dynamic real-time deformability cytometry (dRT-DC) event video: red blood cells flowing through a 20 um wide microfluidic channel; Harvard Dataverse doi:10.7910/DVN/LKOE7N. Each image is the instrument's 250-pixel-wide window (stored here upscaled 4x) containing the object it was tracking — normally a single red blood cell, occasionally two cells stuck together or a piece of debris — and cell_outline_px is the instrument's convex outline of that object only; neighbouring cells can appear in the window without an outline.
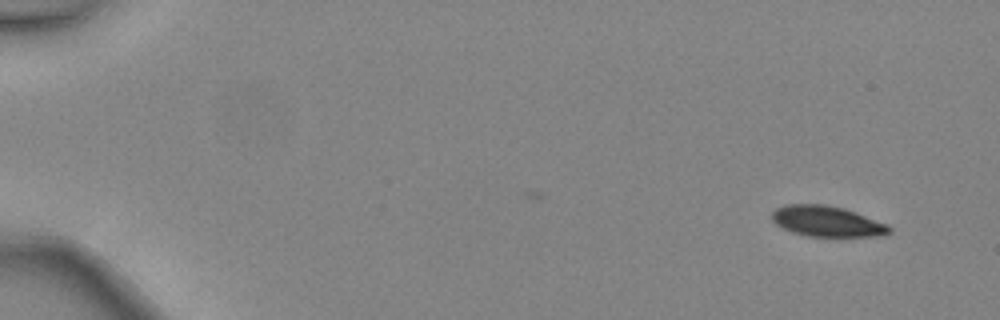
{"species": "common noctule bat (a hibernating species)", "species_latin": "Nyctalus noctula", "temperature_condition": "warm", "stored_images_in_passage": 5, "camera_frame_rate_fps": 3000, "um_per_image_px": 0.085, "animal": {"sex": "female", "body_mass_g": 24.6, "forearm_length_mm": 56.2}, "frame": {"image": 1, "passage_image": 1, "time_ms": 0.0, "image_size_px": [1000, 320], "cell_outline_px": [[892, 232], [880, 236], [808, 236], [792, 232], [776, 224], [772, 220], [772, 212], [776, 208], [788, 204], [824, 204], [844, 208], [856, 212], [888, 224], [892, 228]], "centroid_in_image_um": [70.32, 18.81], "position_along_channel_um": 14.7, "area_um2": 20.98}}
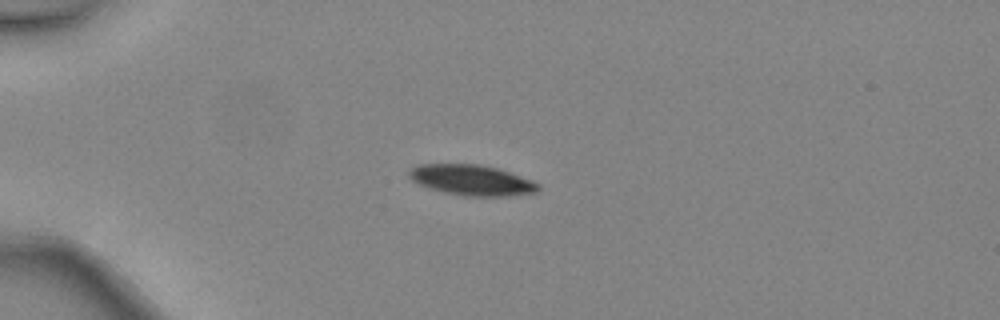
{"frame": {"image": 2, "passage_image": 3, "time_ms": 0.667, "image_size_px": [1000, 320], "cell_outline_px": [[540, 192], [508, 196], [464, 196], [444, 192], [428, 188], [412, 180], [408, 176], [408, 172], [416, 164], [480, 164], [496, 168], [532, 180], [540, 184]], "centroid_in_image_um": [40.11, 15.31], "position_along_channel_um": 44.9, "area_um2": 23.06}}
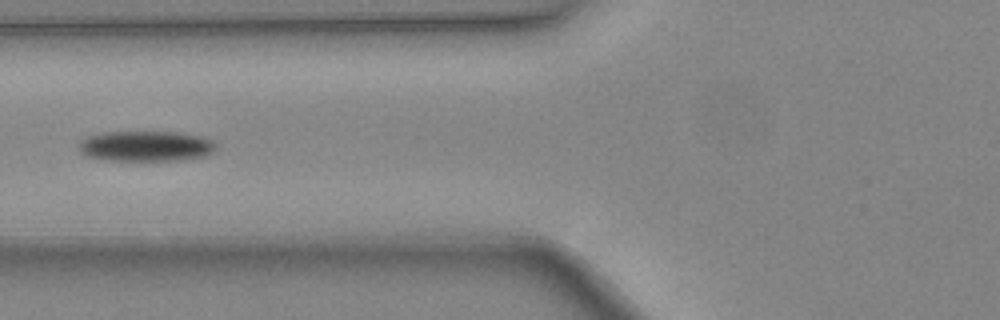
{"frame": {"image": 3, "passage_image": 5, "time_ms": 1.333, "image_size_px": [1000, 320], "cell_outline_px": [[216, 152], [204, 156], [180, 160], [104, 160], [88, 156], [80, 152], [76, 144], [80, 140], [88, 136], [100, 132], [176, 132], [200, 136], [212, 140], [216, 144]], "centroid_in_image_um": [12.38, 12.42], "position_along_channel_um": 113.4, "area_um2": 24.57}}